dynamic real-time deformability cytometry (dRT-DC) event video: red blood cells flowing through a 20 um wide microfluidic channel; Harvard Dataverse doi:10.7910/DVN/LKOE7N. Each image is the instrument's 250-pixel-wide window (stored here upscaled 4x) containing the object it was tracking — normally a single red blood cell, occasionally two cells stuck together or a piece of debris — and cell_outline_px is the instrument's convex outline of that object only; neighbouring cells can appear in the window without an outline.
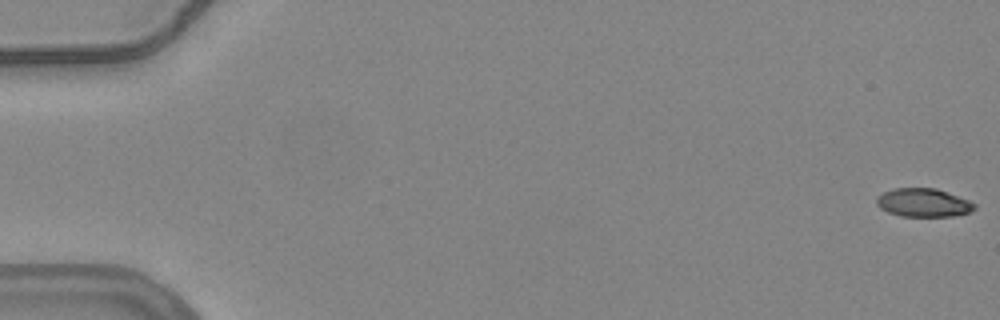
{"species": "common noctule bat (a hibernating species)", "species_latin": "Nyctalus noctula", "temperature_condition": "warm", "stored_images_in_passage": 56, "camera_frame_rate_fps": 3000, "um_per_image_px": 0.085, "animal": {"sex": "female", "body_mass_g": 24.6, "forearm_length_mm": 56.2}, "frame": {"image": 1, "passage_image": 1, "time_ms": 0.0, "image_size_px": [1000, 320], "cell_outline_px": [[976, 208], [968, 212], [952, 216], [900, 216], [888, 212], [880, 208], [876, 204], [876, 200], [884, 192], [892, 188], [936, 188], [968, 200], [976, 204]], "centroid_in_image_um": [78.47, 17.22], "position_along_channel_um": 6.5, "area_um2": 16.07}}
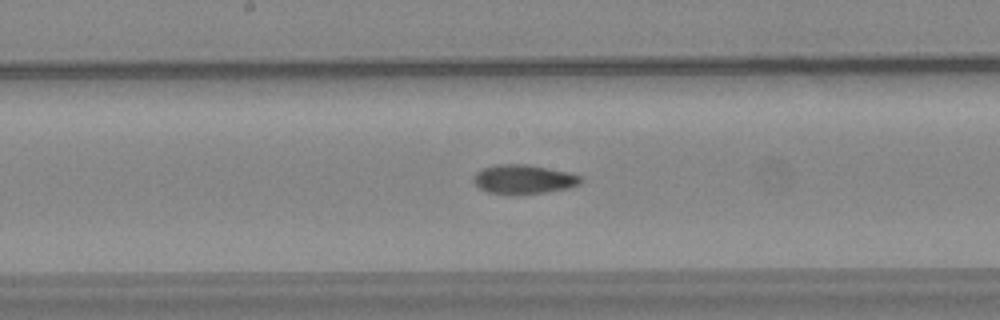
{"frame": {"image": 2, "passage_image": 30, "time_ms": 9.667, "image_size_px": [1000, 320], "cell_outline_px": [[584, 180], [580, 184], [568, 188], [544, 192], [512, 196], [488, 192], [480, 188], [472, 180], [472, 176], [476, 172], [484, 168], [496, 164], [528, 164], [568, 172], [584, 176]], "centroid_in_image_um": [44.52, 15.25], "position_along_channel_um": 203.7, "area_um2": 18.61}}
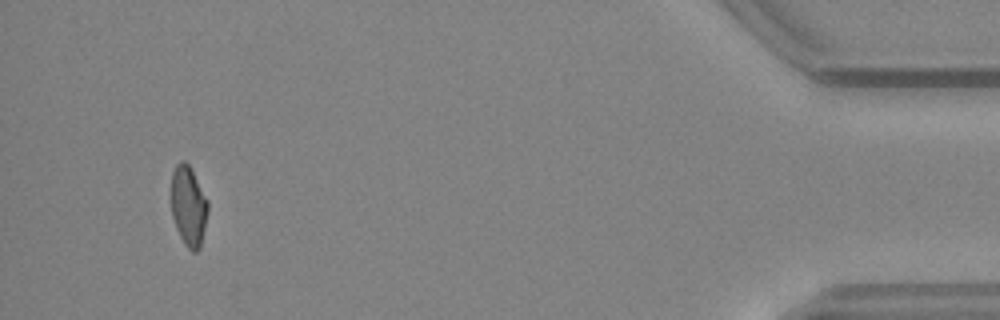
{"frame": {"image": 3, "passage_image": 53, "time_ms": 17.333, "image_size_px": [1000, 320], "cell_outline_px": [[208, 212], [200, 248], [196, 252], [192, 252], [184, 244], [176, 228], [172, 216], [172, 172], [176, 164], [180, 160], [184, 160], [188, 164], [208, 200]], "centroid_in_image_um": [16.03, 17.53], "position_along_channel_um": 419.2, "area_um2": 17.05}, "authors_computed_cell_mechanics": {"area_um2": 17.7446, "velocity_mm_per_s": 3.7659, "shape_relaxation_time_tau1_ms": null, "shape_relaxation_time_tau2_ms": 3.9584, "deformation_change_tau1": null, "deformation_change_tau2": 0.0938}}